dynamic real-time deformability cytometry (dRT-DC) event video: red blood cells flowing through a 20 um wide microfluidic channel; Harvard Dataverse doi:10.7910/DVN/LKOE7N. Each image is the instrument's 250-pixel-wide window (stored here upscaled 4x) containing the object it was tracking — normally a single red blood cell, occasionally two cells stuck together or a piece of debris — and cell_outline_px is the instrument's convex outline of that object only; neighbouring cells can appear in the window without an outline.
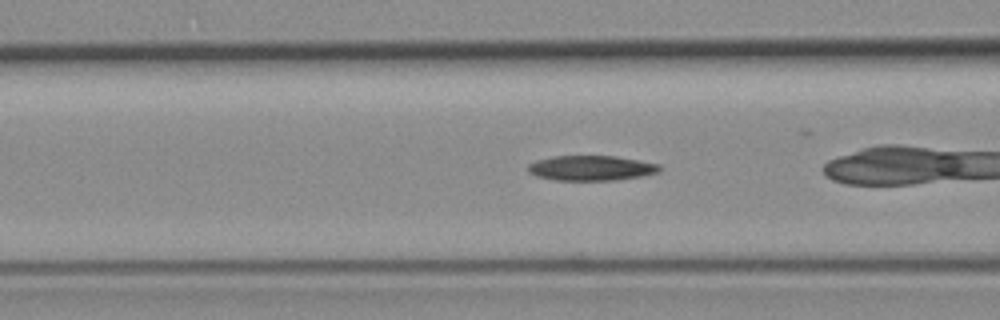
{"species": "common noctule bat (a hibernating species)", "species_latin": "Nyctalus noctula", "temperature_condition": "room temperature", "stored_images_in_passage": 46, "camera_frame_rate_fps": 3000, "um_per_image_px": 0.085, "animal": {"sex": "female", "body_mass_g": 19.3, "forearm_length_mm": 54.1}, "frame": {"image": 1, "passage_image": 18, "time_ms": 5.667, "image_size_px": [1000, 320], "cell_outline_px": [[660, 172], [640, 176], [616, 180], [556, 180], [536, 176], [528, 172], [528, 164], [536, 160], [552, 156], [616, 156], [640, 160], [660, 164]], "centroid_in_image_um": [50.25, 14.28], "position_along_channel_um": 116.4, "area_um2": 19.25}}
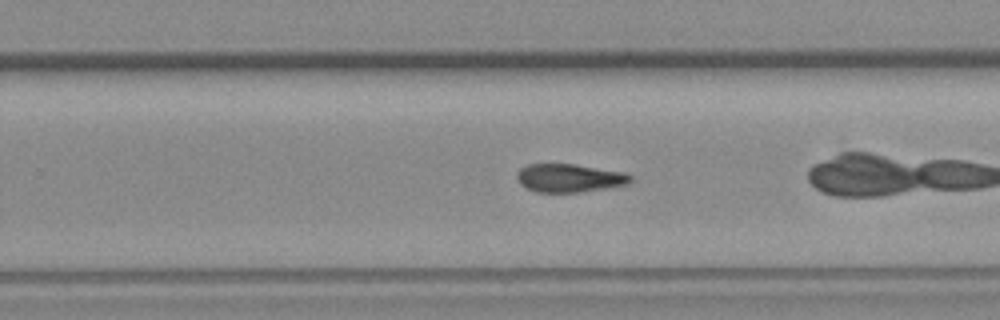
{"frame": {"image": 2, "passage_image": 31, "time_ms": 10.0, "image_size_px": [1000, 320], "cell_outline_px": [[632, 180], [628, 184], [608, 188], [580, 192], [536, 192], [520, 184], [516, 176], [516, 172], [520, 168], [528, 164], [576, 164], [624, 172], [632, 176]], "centroid_in_image_um": [48.4, 15.13], "position_along_channel_um": 281.4, "area_um2": 18.84}}
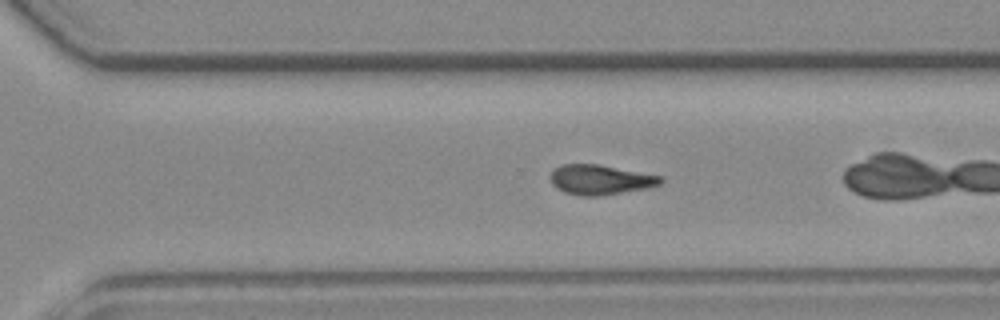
{"frame": {"image": 3, "passage_image": 34, "time_ms": 11.0, "image_size_px": [1000, 320], "cell_outline_px": [[664, 180], [660, 184], [648, 188], [596, 196], [580, 196], [564, 192], [556, 188], [552, 184], [548, 176], [552, 168], [560, 164], [600, 164], [664, 176]], "centroid_in_image_um": [50.99, 15.26], "position_along_channel_um": 319.6, "area_um2": 19.59}, "authors_computed_cell_mechanics": {"area_um2": 19.7965, "velocity_mm_per_s": 3.8198, "shape_relaxation_time_tau1_ms": null, "shape_relaxation_time_tau2_ms": 9.9791, "deformation_change_tau1": null, "deformation_change_tau2": 0.2168}}